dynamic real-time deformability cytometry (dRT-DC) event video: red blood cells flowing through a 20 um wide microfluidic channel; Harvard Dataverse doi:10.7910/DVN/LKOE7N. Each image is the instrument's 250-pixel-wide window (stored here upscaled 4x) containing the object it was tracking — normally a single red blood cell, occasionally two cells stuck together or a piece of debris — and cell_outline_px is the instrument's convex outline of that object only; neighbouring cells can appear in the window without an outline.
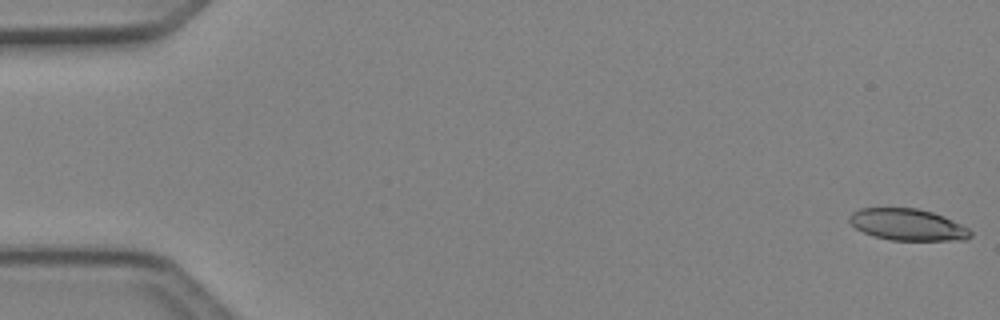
{"species": "Egyptian fruit bat (a non-hibernating species)", "species_latin": "Rousettus aegyptiacus", "temperature_condition": "cold", "stored_images_in_passage": 15, "camera_frame_rate_fps": 3000, "um_per_image_px": 0.085, "animal": {"sex": "female"}, "frame": {"image": 1, "passage_image": 1, "time_ms": 0.0, "image_size_px": [1000, 320], "cell_outline_px": [[972, 236], [964, 240], [892, 240], [872, 236], [856, 228], [848, 220], [848, 216], [852, 212], [860, 208], [916, 208], [932, 212], [944, 216], [968, 228], [972, 232]], "centroid_in_image_um": [77.14, 19.09], "position_along_channel_um": 7.9, "area_um2": 22.31}}
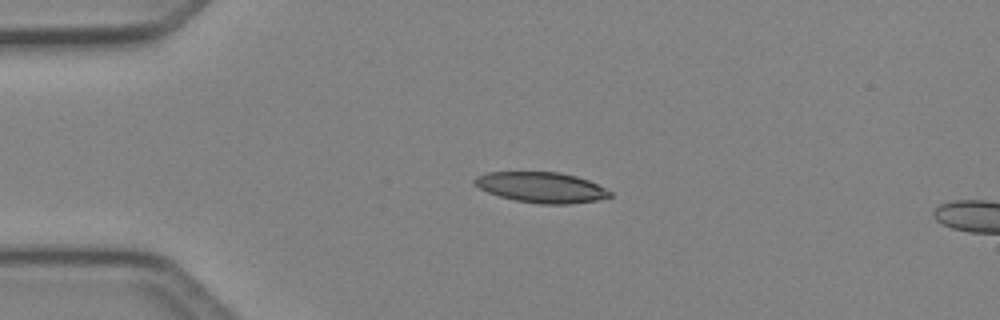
{"frame": {"image": 2, "passage_image": 12, "time_ms": 3.667, "image_size_px": [1000, 320], "cell_outline_px": [[612, 196], [596, 200], [572, 204], [540, 204], [516, 200], [500, 196], [488, 192], [472, 184], [472, 180], [476, 176], [488, 172], [560, 172], [576, 176], [588, 180], [612, 192]], "centroid_in_image_um": [45.99, 15.92], "position_along_channel_um": 39.0, "area_um2": 24.04}}